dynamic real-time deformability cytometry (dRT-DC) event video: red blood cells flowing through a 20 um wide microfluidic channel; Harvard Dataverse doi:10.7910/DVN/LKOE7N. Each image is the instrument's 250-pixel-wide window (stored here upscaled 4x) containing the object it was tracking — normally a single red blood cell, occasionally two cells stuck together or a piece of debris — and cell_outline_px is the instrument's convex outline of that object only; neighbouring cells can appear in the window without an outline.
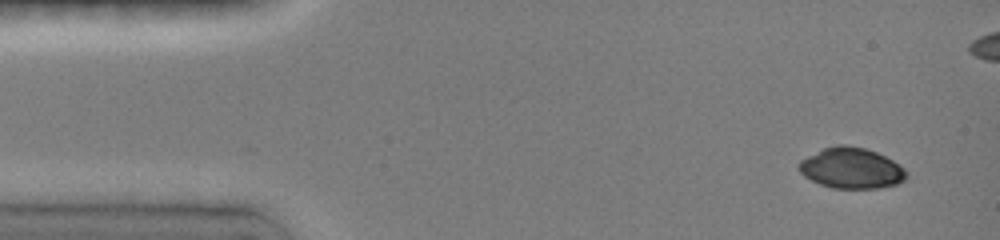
{"species": "common noctule bat (a hibernating species)", "species_latin": "Nyctalus noctula", "temperature_condition": "room temperature", "stored_images_in_passage": 6, "camera_frame_rate_fps": 3000, "um_per_image_px": 0.085, "animal": {"sex": "female", "body_mass_g": 19.0, "forearm_length_mm": 51.5}, "frame": {"image": 1, "passage_image": 1, "time_ms": 0.0, "image_size_px": [1000, 240], "cell_outline_px": [[908, 176], [904, 180], [896, 184], [880, 188], [832, 188], [820, 184], [804, 176], [800, 172], [800, 160], [824, 148], [836, 144], [848, 144], [864, 148], [876, 152], [900, 164], [908, 172]], "centroid_in_image_um": [72.4, 14.29], "position_along_channel_um": 12.6, "area_um2": 25.49}}